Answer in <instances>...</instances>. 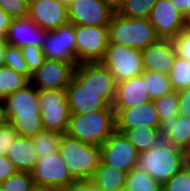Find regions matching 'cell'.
Wrapping results in <instances>:
<instances>
[{"mask_svg": "<svg viewBox=\"0 0 190 191\" xmlns=\"http://www.w3.org/2000/svg\"><path fill=\"white\" fill-rule=\"evenodd\" d=\"M8 123L18 136L33 137L44 130L38 90L30 83L3 98Z\"/></svg>", "mask_w": 190, "mask_h": 191, "instance_id": "1", "label": "cell"}, {"mask_svg": "<svg viewBox=\"0 0 190 191\" xmlns=\"http://www.w3.org/2000/svg\"><path fill=\"white\" fill-rule=\"evenodd\" d=\"M185 166V151L164 139L148 151L139 153L137 168L163 185Z\"/></svg>", "mask_w": 190, "mask_h": 191, "instance_id": "2", "label": "cell"}, {"mask_svg": "<svg viewBox=\"0 0 190 191\" xmlns=\"http://www.w3.org/2000/svg\"><path fill=\"white\" fill-rule=\"evenodd\" d=\"M115 130V111L97 110L71 114L66 134L84 143L101 146Z\"/></svg>", "mask_w": 190, "mask_h": 191, "instance_id": "3", "label": "cell"}, {"mask_svg": "<svg viewBox=\"0 0 190 191\" xmlns=\"http://www.w3.org/2000/svg\"><path fill=\"white\" fill-rule=\"evenodd\" d=\"M109 44H118L143 51L159 37L148 19L127 18L115 12L108 25Z\"/></svg>", "mask_w": 190, "mask_h": 191, "instance_id": "4", "label": "cell"}, {"mask_svg": "<svg viewBox=\"0 0 190 191\" xmlns=\"http://www.w3.org/2000/svg\"><path fill=\"white\" fill-rule=\"evenodd\" d=\"M59 153L69 173L77 179H90L102 161L101 146L90 145L64 134Z\"/></svg>", "mask_w": 190, "mask_h": 191, "instance_id": "5", "label": "cell"}, {"mask_svg": "<svg viewBox=\"0 0 190 191\" xmlns=\"http://www.w3.org/2000/svg\"><path fill=\"white\" fill-rule=\"evenodd\" d=\"M100 63L110 71L116 82L141 75L144 71L141 51L125 45L109 44Z\"/></svg>", "mask_w": 190, "mask_h": 191, "instance_id": "6", "label": "cell"}, {"mask_svg": "<svg viewBox=\"0 0 190 191\" xmlns=\"http://www.w3.org/2000/svg\"><path fill=\"white\" fill-rule=\"evenodd\" d=\"M38 99L44 130L66 133L71 112L65 89L40 90Z\"/></svg>", "mask_w": 190, "mask_h": 191, "instance_id": "7", "label": "cell"}, {"mask_svg": "<svg viewBox=\"0 0 190 191\" xmlns=\"http://www.w3.org/2000/svg\"><path fill=\"white\" fill-rule=\"evenodd\" d=\"M77 63L100 62L109 45L108 26L74 25Z\"/></svg>", "mask_w": 190, "mask_h": 191, "instance_id": "8", "label": "cell"}, {"mask_svg": "<svg viewBox=\"0 0 190 191\" xmlns=\"http://www.w3.org/2000/svg\"><path fill=\"white\" fill-rule=\"evenodd\" d=\"M74 78L86 89L99 93L109 105L113 104L117 82L100 62L79 63L75 68Z\"/></svg>", "mask_w": 190, "mask_h": 191, "instance_id": "9", "label": "cell"}, {"mask_svg": "<svg viewBox=\"0 0 190 191\" xmlns=\"http://www.w3.org/2000/svg\"><path fill=\"white\" fill-rule=\"evenodd\" d=\"M101 159L107 165L129 173L137 168L139 152L123 133L115 130L101 145Z\"/></svg>", "mask_w": 190, "mask_h": 191, "instance_id": "10", "label": "cell"}, {"mask_svg": "<svg viewBox=\"0 0 190 191\" xmlns=\"http://www.w3.org/2000/svg\"><path fill=\"white\" fill-rule=\"evenodd\" d=\"M116 9L105 0H72L68 20L74 25L108 26Z\"/></svg>", "mask_w": 190, "mask_h": 191, "instance_id": "11", "label": "cell"}, {"mask_svg": "<svg viewBox=\"0 0 190 191\" xmlns=\"http://www.w3.org/2000/svg\"><path fill=\"white\" fill-rule=\"evenodd\" d=\"M41 48L48 60L77 63L74 24L67 23L57 29L46 31Z\"/></svg>", "mask_w": 190, "mask_h": 191, "instance_id": "12", "label": "cell"}, {"mask_svg": "<svg viewBox=\"0 0 190 191\" xmlns=\"http://www.w3.org/2000/svg\"><path fill=\"white\" fill-rule=\"evenodd\" d=\"M78 63L46 59L32 74L30 83L38 90L66 89L74 78Z\"/></svg>", "mask_w": 190, "mask_h": 191, "instance_id": "13", "label": "cell"}, {"mask_svg": "<svg viewBox=\"0 0 190 191\" xmlns=\"http://www.w3.org/2000/svg\"><path fill=\"white\" fill-rule=\"evenodd\" d=\"M148 20L162 39L173 40L187 25V18L171 0H157Z\"/></svg>", "mask_w": 190, "mask_h": 191, "instance_id": "14", "label": "cell"}, {"mask_svg": "<svg viewBox=\"0 0 190 191\" xmlns=\"http://www.w3.org/2000/svg\"><path fill=\"white\" fill-rule=\"evenodd\" d=\"M31 174L34 184L53 186L58 189L66 187L75 180L59 151L49 156L38 157Z\"/></svg>", "mask_w": 190, "mask_h": 191, "instance_id": "15", "label": "cell"}, {"mask_svg": "<svg viewBox=\"0 0 190 191\" xmlns=\"http://www.w3.org/2000/svg\"><path fill=\"white\" fill-rule=\"evenodd\" d=\"M40 29L51 31L69 23L68 7L58 0L29 1L28 16Z\"/></svg>", "mask_w": 190, "mask_h": 191, "instance_id": "16", "label": "cell"}, {"mask_svg": "<svg viewBox=\"0 0 190 191\" xmlns=\"http://www.w3.org/2000/svg\"><path fill=\"white\" fill-rule=\"evenodd\" d=\"M113 110L115 111L116 130H128L138 126L150 129L160 128L161 121L152 100L135 107Z\"/></svg>", "mask_w": 190, "mask_h": 191, "instance_id": "17", "label": "cell"}, {"mask_svg": "<svg viewBox=\"0 0 190 191\" xmlns=\"http://www.w3.org/2000/svg\"><path fill=\"white\" fill-rule=\"evenodd\" d=\"M66 100L71 114H87L97 110H113L99 93L83 87L75 78L66 87Z\"/></svg>", "mask_w": 190, "mask_h": 191, "instance_id": "18", "label": "cell"}, {"mask_svg": "<svg viewBox=\"0 0 190 191\" xmlns=\"http://www.w3.org/2000/svg\"><path fill=\"white\" fill-rule=\"evenodd\" d=\"M142 53L143 69L168 76L176 58L171 39L159 38L148 45Z\"/></svg>", "mask_w": 190, "mask_h": 191, "instance_id": "19", "label": "cell"}, {"mask_svg": "<svg viewBox=\"0 0 190 191\" xmlns=\"http://www.w3.org/2000/svg\"><path fill=\"white\" fill-rule=\"evenodd\" d=\"M143 76L138 75L128 80L116 83V95L113 109H123L138 106L151 101Z\"/></svg>", "mask_w": 190, "mask_h": 191, "instance_id": "20", "label": "cell"}, {"mask_svg": "<svg viewBox=\"0 0 190 191\" xmlns=\"http://www.w3.org/2000/svg\"><path fill=\"white\" fill-rule=\"evenodd\" d=\"M46 37V30L40 29L28 17L11 20L5 41L7 44L19 48L28 45L42 47Z\"/></svg>", "mask_w": 190, "mask_h": 191, "instance_id": "21", "label": "cell"}, {"mask_svg": "<svg viewBox=\"0 0 190 191\" xmlns=\"http://www.w3.org/2000/svg\"><path fill=\"white\" fill-rule=\"evenodd\" d=\"M159 131L167 143L189 151L190 117L173 116L162 120Z\"/></svg>", "mask_w": 190, "mask_h": 191, "instance_id": "22", "label": "cell"}, {"mask_svg": "<svg viewBox=\"0 0 190 191\" xmlns=\"http://www.w3.org/2000/svg\"><path fill=\"white\" fill-rule=\"evenodd\" d=\"M6 157L16 171L31 173L38 160L31 137L17 136L8 149Z\"/></svg>", "mask_w": 190, "mask_h": 191, "instance_id": "23", "label": "cell"}, {"mask_svg": "<svg viewBox=\"0 0 190 191\" xmlns=\"http://www.w3.org/2000/svg\"><path fill=\"white\" fill-rule=\"evenodd\" d=\"M127 173L100 162L90 181L98 191H119L125 188Z\"/></svg>", "mask_w": 190, "mask_h": 191, "instance_id": "24", "label": "cell"}, {"mask_svg": "<svg viewBox=\"0 0 190 191\" xmlns=\"http://www.w3.org/2000/svg\"><path fill=\"white\" fill-rule=\"evenodd\" d=\"M116 131L123 133L139 153L148 151L163 140L159 129H150L145 126Z\"/></svg>", "mask_w": 190, "mask_h": 191, "instance_id": "25", "label": "cell"}, {"mask_svg": "<svg viewBox=\"0 0 190 191\" xmlns=\"http://www.w3.org/2000/svg\"><path fill=\"white\" fill-rule=\"evenodd\" d=\"M65 133L43 130L36 136L31 137L34 150L38 157L52 155L59 151Z\"/></svg>", "mask_w": 190, "mask_h": 191, "instance_id": "26", "label": "cell"}, {"mask_svg": "<svg viewBox=\"0 0 190 191\" xmlns=\"http://www.w3.org/2000/svg\"><path fill=\"white\" fill-rule=\"evenodd\" d=\"M30 84V79L17 71L1 66L0 67V97L11 95L12 93L25 88Z\"/></svg>", "mask_w": 190, "mask_h": 191, "instance_id": "27", "label": "cell"}, {"mask_svg": "<svg viewBox=\"0 0 190 191\" xmlns=\"http://www.w3.org/2000/svg\"><path fill=\"white\" fill-rule=\"evenodd\" d=\"M141 75L146 83V89L148 90L152 101L174 91L169 77L166 75L145 70L141 73Z\"/></svg>", "mask_w": 190, "mask_h": 191, "instance_id": "28", "label": "cell"}, {"mask_svg": "<svg viewBox=\"0 0 190 191\" xmlns=\"http://www.w3.org/2000/svg\"><path fill=\"white\" fill-rule=\"evenodd\" d=\"M124 189L126 191H162V185L147 172L134 168L127 173Z\"/></svg>", "mask_w": 190, "mask_h": 191, "instance_id": "29", "label": "cell"}, {"mask_svg": "<svg viewBox=\"0 0 190 191\" xmlns=\"http://www.w3.org/2000/svg\"><path fill=\"white\" fill-rule=\"evenodd\" d=\"M157 0H122L116 12L127 18L148 19Z\"/></svg>", "mask_w": 190, "mask_h": 191, "instance_id": "30", "label": "cell"}, {"mask_svg": "<svg viewBox=\"0 0 190 191\" xmlns=\"http://www.w3.org/2000/svg\"><path fill=\"white\" fill-rule=\"evenodd\" d=\"M168 77L173 90L190 89V62L176 56Z\"/></svg>", "mask_w": 190, "mask_h": 191, "instance_id": "31", "label": "cell"}, {"mask_svg": "<svg viewBox=\"0 0 190 191\" xmlns=\"http://www.w3.org/2000/svg\"><path fill=\"white\" fill-rule=\"evenodd\" d=\"M3 66L11 68L18 73L27 76L31 79V74L28 71L25 59L22 55L21 49L17 46L5 44V55Z\"/></svg>", "mask_w": 190, "mask_h": 191, "instance_id": "32", "label": "cell"}, {"mask_svg": "<svg viewBox=\"0 0 190 191\" xmlns=\"http://www.w3.org/2000/svg\"><path fill=\"white\" fill-rule=\"evenodd\" d=\"M160 121L173 116H178L177 91H172L161 98L153 100Z\"/></svg>", "mask_w": 190, "mask_h": 191, "instance_id": "33", "label": "cell"}, {"mask_svg": "<svg viewBox=\"0 0 190 191\" xmlns=\"http://www.w3.org/2000/svg\"><path fill=\"white\" fill-rule=\"evenodd\" d=\"M33 185L32 174L21 171H16L0 184L4 191H31Z\"/></svg>", "mask_w": 190, "mask_h": 191, "instance_id": "34", "label": "cell"}, {"mask_svg": "<svg viewBox=\"0 0 190 191\" xmlns=\"http://www.w3.org/2000/svg\"><path fill=\"white\" fill-rule=\"evenodd\" d=\"M162 191H190V169L184 166L162 185Z\"/></svg>", "mask_w": 190, "mask_h": 191, "instance_id": "35", "label": "cell"}, {"mask_svg": "<svg viewBox=\"0 0 190 191\" xmlns=\"http://www.w3.org/2000/svg\"><path fill=\"white\" fill-rule=\"evenodd\" d=\"M29 73L32 75L46 60L41 47L28 45L21 47Z\"/></svg>", "mask_w": 190, "mask_h": 191, "instance_id": "36", "label": "cell"}, {"mask_svg": "<svg viewBox=\"0 0 190 191\" xmlns=\"http://www.w3.org/2000/svg\"><path fill=\"white\" fill-rule=\"evenodd\" d=\"M0 7L12 19L26 18L28 16V0H0Z\"/></svg>", "mask_w": 190, "mask_h": 191, "instance_id": "37", "label": "cell"}, {"mask_svg": "<svg viewBox=\"0 0 190 191\" xmlns=\"http://www.w3.org/2000/svg\"><path fill=\"white\" fill-rule=\"evenodd\" d=\"M172 42L176 56L190 62V30L188 28L183 29L176 35Z\"/></svg>", "mask_w": 190, "mask_h": 191, "instance_id": "38", "label": "cell"}, {"mask_svg": "<svg viewBox=\"0 0 190 191\" xmlns=\"http://www.w3.org/2000/svg\"><path fill=\"white\" fill-rule=\"evenodd\" d=\"M17 136V132L9 123L0 126V157L7 155L8 149Z\"/></svg>", "mask_w": 190, "mask_h": 191, "instance_id": "39", "label": "cell"}, {"mask_svg": "<svg viewBox=\"0 0 190 191\" xmlns=\"http://www.w3.org/2000/svg\"><path fill=\"white\" fill-rule=\"evenodd\" d=\"M178 117H190V89L177 90Z\"/></svg>", "mask_w": 190, "mask_h": 191, "instance_id": "40", "label": "cell"}, {"mask_svg": "<svg viewBox=\"0 0 190 191\" xmlns=\"http://www.w3.org/2000/svg\"><path fill=\"white\" fill-rule=\"evenodd\" d=\"M60 191H98L90 179H77L69 183Z\"/></svg>", "mask_w": 190, "mask_h": 191, "instance_id": "41", "label": "cell"}, {"mask_svg": "<svg viewBox=\"0 0 190 191\" xmlns=\"http://www.w3.org/2000/svg\"><path fill=\"white\" fill-rule=\"evenodd\" d=\"M16 172L12 162L6 157H0V184Z\"/></svg>", "mask_w": 190, "mask_h": 191, "instance_id": "42", "label": "cell"}, {"mask_svg": "<svg viewBox=\"0 0 190 191\" xmlns=\"http://www.w3.org/2000/svg\"><path fill=\"white\" fill-rule=\"evenodd\" d=\"M11 20L12 19L0 7V39H5L10 27Z\"/></svg>", "mask_w": 190, "mask_h": 191, "instance_id": "43", "label": "cell"}, {"mask_svg": "<svg viewBox=\"0 0 190 191\" xmlns=\"http://www.w3.org/2000/svg\"><path fill=\"white\" fill-rule=\"evenodd\" d=\"M171 2L186 18L190 16V0H171Z\"/></svg>", "mask_w": 190, "mask_h": 191, "instance_id": "44", "label": "cell"}, {"mask_svg": "<svg viewBox=\"0 0 190 191\" xmlns=\"http://www.w3.org/2000/svg\"><path fill=\"white\" fill-rule=\"evenodd\" d=\"M8 123L7 113L3 98L0 97V126Z\"/></svg>", "mask_w": 190, "mask_h": 191, "instance_id": "45", "label": "cell"}, {"mask_svg": "<svg viewBox=\"0 0 190 191\" xmlns=\"http://www.w3.org/2000/svg\"><path fill=\"white\" fill-rule=\"evenodd\" d=\"M31 191H60V189L48 185L34 184Z\"/></svg>", "mask_w": 190, "mask_h": 191, "instance_id": "46", "label": "cell"}, {"mask_svg": "<svg viewBox=\"0 0 190 191\" xmlns=\"http://www.w3.org/2000/svg\"><path fill=\"white\" fill-rule=\"evenodd\" d=\"M5 44L6 41L4 39H0V67L4 64Z\"/></svg>", "mask_w": 190, "mask_h": 191, "instance_id": "47", "label": "cell"}, {"mask_svg": "<svg viewBox=\"0 0 190 191\" xmlns=\"http://www.w3.org/2000/svg\"><path fill=\"white\" fill-rule=\"evenodd\" d=\"M185 166L190 169V150L185 151Z\"/></svg>", "mask_w": 190, "mask_h": 191, "instance_id": "48", "label": "cell"}, {"mask_svg": "<svg viewBox=\"0 0 190 191\" xmlns=\"http://www.w3.org/2000/svg\"><path fill=\"white\" fill-rule=\"evenodd\" d=\"M105 1H107L109 4H111L115 9L122 2V0H105Z\"/></svg>", "mask_w": 190, "mask_h": 191, "instance_id": "49", "label": "cell"}, {"mask_svg": "<svg viewBox=\"0 0 190 191\" xmlns=\"http://www.w3.org/2000/svg\"><path fill=\"white\" fill-rule=\"evenodd\" d=\"M62 4L66 5L67 7L71 4L72 0H58Z\"/></svg>", "mask_w": 190, "mask_h": 191, "instance_id": "50", "label": "cell"}, {"mask_svg": "<svg viewBox=\"0 0 190 191\" xmlns=\"http://www.w3.org/2000/svg\"><path fill=\"white\" fill-rule=\"evenodd\" d=\"M186 28H188L190 30V16L187 18Z\"/></svg>", "mask_w": 190, "mask_h": 191, "instance_id": "51", "label": "cell"}]
</instances>
